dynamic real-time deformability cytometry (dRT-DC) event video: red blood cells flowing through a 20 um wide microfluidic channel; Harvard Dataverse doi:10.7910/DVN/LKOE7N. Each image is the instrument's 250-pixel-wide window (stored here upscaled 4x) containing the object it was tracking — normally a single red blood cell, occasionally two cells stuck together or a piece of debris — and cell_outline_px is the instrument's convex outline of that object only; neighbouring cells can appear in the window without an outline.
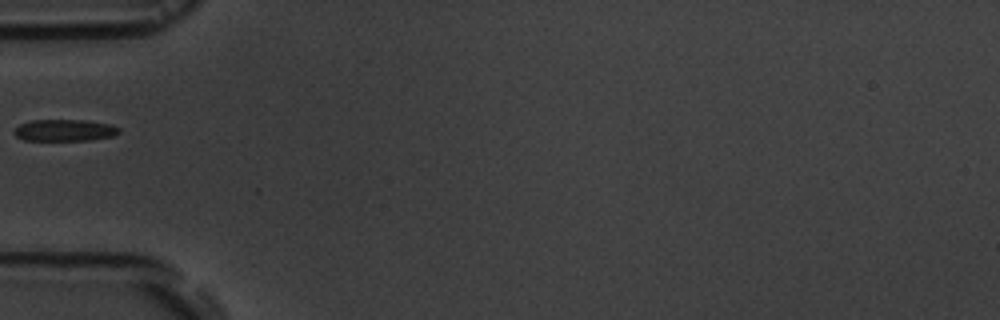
{"species": "common noctule bat (a hibernating species)", "species_latin": "Nyctalus noctula", "temperature_condition": "room temperature", "stored_images_in_passage": 1, "camera_frame_rate_fps": 3000, "um_per_image_px": 0.085, "animal": {"sex": "male", "body_mass_g": 19.5, "forearm_length_mm": 54.6}, "frame": {"image": 1, "passage_image": 1, "time_ms": 0.0, "image_size_px": [1000, 320], "cell_outline_px": [[120, 132], [112, 136], [92, 140], [24, 140], [16, 136], [12, 132], [20, 124], [32, 120], [84, 120], [108, 124], [120, 128]], "centroid_in_image_um": [5.48, 11.07], "position_along_channel_um": 79.5, "area_um2": 13.18}}